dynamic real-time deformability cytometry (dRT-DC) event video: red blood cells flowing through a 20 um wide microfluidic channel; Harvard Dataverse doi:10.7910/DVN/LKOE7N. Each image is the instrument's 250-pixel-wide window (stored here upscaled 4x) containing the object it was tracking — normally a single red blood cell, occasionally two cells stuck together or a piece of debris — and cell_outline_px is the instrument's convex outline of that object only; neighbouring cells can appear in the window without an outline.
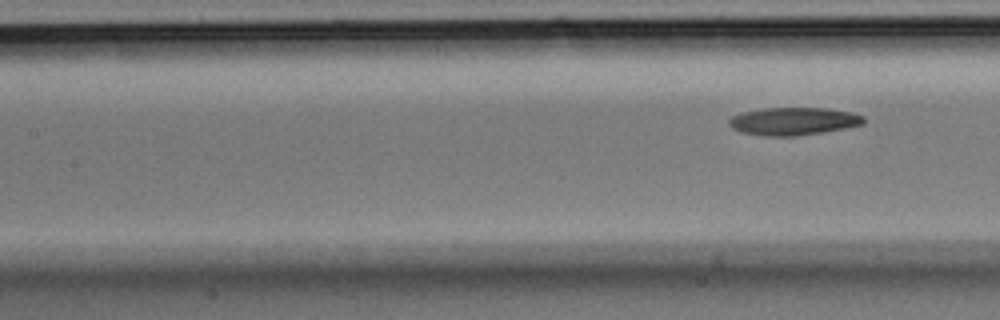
{"species": "Egyptian fruit bat (a non-hibernating species)", "species_latin": "Rousettus aegyptiacus", "temperature_condition": "room temperature", "stored_images_in_passage": 6, "segment_of_instrument_passage": [2, 2], "camera_frame_rate_fps": 3000, "um_per_image_px": 0.085, "animal": {"sex": "male"}, "frame": {"image": 1, "passage_image": 6, "time_ms": 1.667, "image_size_px": [1000, 320], "cell_outline_px": [[864, 124], [844, 128], [796, 136], [768, 136], [740, 132], [732, 128], [728, 124], [728, 120], [732, 116], [744, 112], [764, 108], [824, 108], [852, 112], [864, 116]], "centroid_in_image_um": [67.43, 10.3], "position_along_channel_um": 140.0, "area_um2": 21.62}}